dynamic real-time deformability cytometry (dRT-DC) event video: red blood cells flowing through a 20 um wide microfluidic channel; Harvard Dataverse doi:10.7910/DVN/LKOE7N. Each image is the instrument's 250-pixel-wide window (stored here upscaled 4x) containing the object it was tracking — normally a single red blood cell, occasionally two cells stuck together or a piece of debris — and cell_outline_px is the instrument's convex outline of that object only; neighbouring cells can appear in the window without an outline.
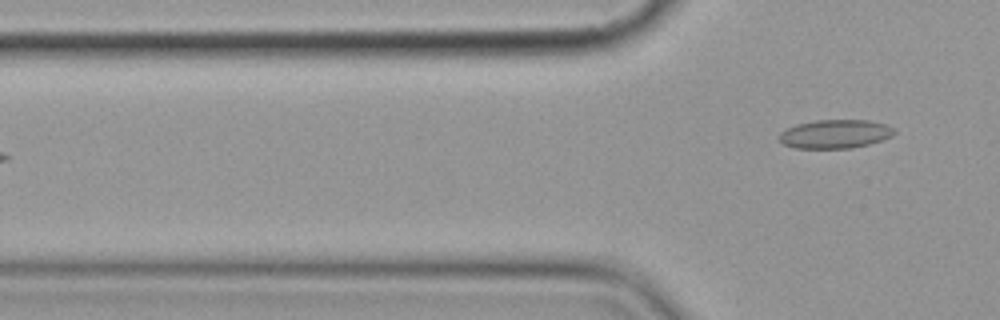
{"species": "common noctule bat (a hibernating species)", "species_latin": "Nyctalus noctula", "temperature_condition": "cold", "stored_images_in_passage": 4, "camera_frame_rate_fps": 3000, "um_per_image_px": 0.085, "animal": {"sex": "female", "body_mass_g": 19.9}, "frame": {"image": 1, "passage_image": 4, "time_ms": 3.667, "image_size_px": [1000, 320], "cell_outline_px": [[896, 132], [892, 136], [868, 144], [852, 148], [796, 148], [784, 144], [780, 140], [780, 132], [796, 124], [816, 120], [868, 120], [888, 124], [896, 128]], "centroid_in_image_um": [71.03, 11.38], "position_along_channel_um": 54.8, "area_um2": 19.25}}